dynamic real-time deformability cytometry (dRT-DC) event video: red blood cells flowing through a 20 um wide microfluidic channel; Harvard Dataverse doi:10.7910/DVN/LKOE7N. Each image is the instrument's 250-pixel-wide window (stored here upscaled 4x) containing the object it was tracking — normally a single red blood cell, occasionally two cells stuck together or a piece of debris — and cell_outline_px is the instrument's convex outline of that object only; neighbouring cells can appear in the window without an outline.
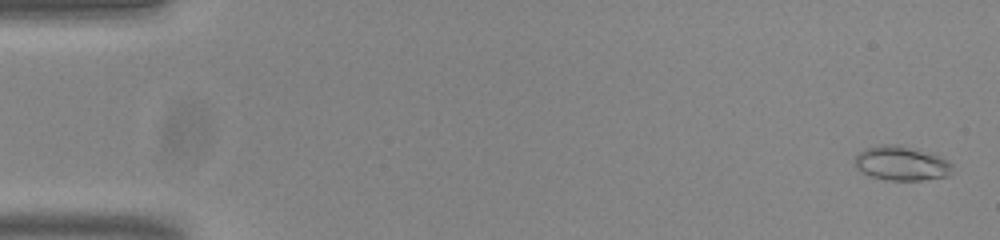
{"species": "common noctule bat (a hibernating species)", "species_latin": "Nyctalus noctula", "temperature_condition": "room temperature", "stored_images_in_passage": 54, "camera_frame_rate_fps": 3000, "um_per_image_px": 0.085, "animal": {"sex": "male", "body_mass_g": 20.0, "forearm_length_mm": 53.3}, "frame": {"image": 1, "passage_image": 2, "time_ms": 0.333, "image_size_px": [1000, 240], "cell_outline_px": [[952, 172], [948, 176], [924, 180], [888, 180], [868, 176], [860, 172], [852, 164], [852, 160], [864, 148], [884, 144], [896, 144], [936, 156], [952, 164]], "centroid_in_image_um": [76.52, 13.91], "position_along_channel_um": 8.5, "area_um2": 19.42}}
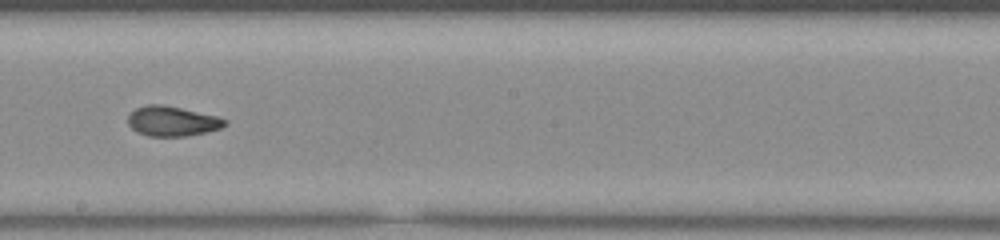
{"frame": {"image": 2, "passage_image": 31, "time_ms": 10.0, "image_size_px": [1000, 240], "cell_outline_px": [[228, 124], [220, 128], [204, 132], [184, 136], [148, 136], [136, 132], [128, 124], [128, 116], [136, 108], [148, 104], [164, 104], [216, 116], [228, 120]], "centroid_in_image_um": [14.62, 10.29], "position_along_channel_um": 233.6, "area_um2": 16.82}}
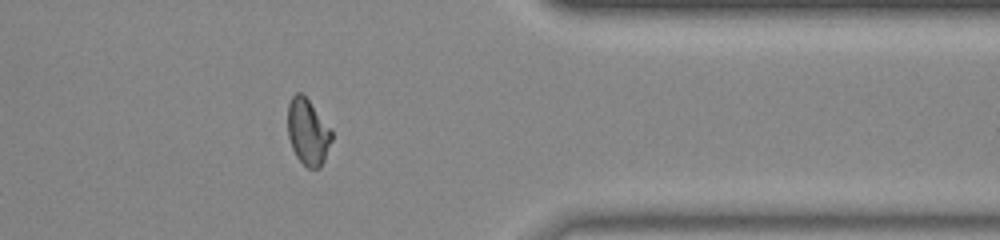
{"frame": {"image": 3, "passage_image": 44, "time_ms": 14.333, "image_size_px": [1000, 240], "cell_outline_px": [[332, 140], [324, 160], [320, 168], [308, 168], [296, 156], [292, 148], [288, 136], [288, 104], [292, 96], [296, 92], [300, 92], [308, 100], [332, 128]], "centroid_in_image_um": [26.18, 11.21], "position_along_channel_um": 385.2, "area_um2": 16.94}, "authors_computed_cell_mechanics": {"area_um2": 17.2244, "velocity_mm_per_s": 3.8329, "shape_relaxation_time_tau1_ms": 7.6785, "shape_relaxation_time_tau2_ms": 1.6001, "deformation_change_tau1": 0.2131, "deformation_change_tau2": 0.0713}}